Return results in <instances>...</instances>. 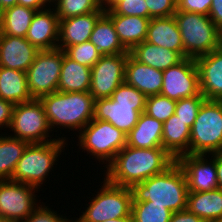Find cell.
<instances>
[{"instance_id": "1", "label": "cell", "mask_w": 222, "mask_h": 222, "mask_svg": "<svg viewBox=\"0 0 222 222\" xmlns=\"http://www.w3.org/2000/svg\"><path fill=\"white\" fill-rule=\"evenodd\" d=\"M176 161L163 147L125 146L104 171L112 184L131 188L134 184L164 172Z\"/></svg>"}, {"instance_id": "2", "label": "cell", "mask_w": 222, "mask_h": 222, "mask_svg": "<svg viewBox=\"0 0 222 222\" xmlns=\"http://www.w3.org/2000/svg\"><path fill=\"white\" fill-rule=\"evenodd\" d=\"M130 189L132 202L152 201L173 213L187 209V178L177 161L164 172L134 184Z\"/></svg>"}, {"instance_id": "3", "label": "cell", "mask_w": 222, "mask_h": 222, "mask_svg": "<svg viewBox=\"0 0 222 222\" xmlns=\"http://www.w3.org/2000/svg\"><path fill=\"white\" fill-rule=\"evenodd\" d=\"M40 101L53 132L61 127L79 133L94 117L95 100L89 92L56 91Z\"/></svg>"}, {"instance_id": "4", "label": "cell", "mask_w": 222, "mask_h": 222, "mask_svg": "<svg viewBox=\"0 0 222 222\" xmlns=\"http://www.w3.org/2000/svg\"><path fill=\"white\" fill-rule=\"evenodd\" d=\"M146 98L142 92L124 82L111 97L95 100L93 118L109 122L127 135L145 111Z\"/></svg>"}, {"instance_id": "5", "label": "cell", "mask_w": 222, "mask_h": 222, "mask_svg": "<svg viewBox=\"0 0 222 222\" xmlns=\"http://www.w3.org/2000/svg\"><path fill=\"white\" fill-rule=\"evenodd\" d=\"M66 145L68 147L67 142L61 138L45 143L29 144L19 159L11 180L39 189L50 171L54 169V165H57L55 162L65 151Z\"/></svg>"}, {"instance_id": "6", "label": "cell", "mask_w": 222, "mask_h": 222, "mask_svg": "<svg viewBox=\"0 0 222 222\" xmlns=\"http://www.w3.org/2000/svg\"><path fill=\"white\" fill-rule=\"evenodd\" d=\"M174 17L184 46V58L196 59L209 54L222 45V32L209 16L176 11Z\"/></svg>"}, {"instance_id": "7", "label": "cell", "mask_w": 222, "mask_h": 222, "mask_svg": "<svg viewBox=\"0 0 222 222\" xmlns=\"http://www.w3.org/2000/svg\"><path fill=\"white\" fill-rule=\"evenodd\" d=\"M222 151V101L205 100L190 129L189 154L210 155Z\"/></svg>"}, {"instance_id": "8", "label": "cell", "mask_w": 222, "mask_h": 222, "mask_svg": "<svg viewBox=\"0 0 222 222\" xmlns=\"http://www.w3.org/2000/svg\"><path fill=\"white\" fill-rule=\"evenodd\" d=\"M103 184L97 194L92 196L88 207L79 218L72 222H104L109 219L123 218L131 215L132 192L130 188L110 183L103 177Z\"/></svg>"}, {"instance_id": "9", "label": "cell", "mask_w": 222, "mask_h": 222, "mask_svg": "<svg viewBox=\"0 0 222 222\" xmlns=\"http://www.w3.org/2000/svg\"><path fill=\"white\" fill-rule=\"evenodd\" d=\"M79 148L93 156L104 164L106 168L115 158L116 154L126 146V134L116 128L113 124L92 119L77 134ZM91 153V154H90Z\"/></svg>"}, {"instance_id": "10", "label": "cell", "mask_w": 222, "mask_h": 222, "mask_svg": "<svg viewBox=\"0 0 222 222\" xmlns=\"http://www.w3.org/2000/svg\"><path fill=\"white\" fill-rule=\"evenodd\" d=\"M8 130L12 131L13 134L11 136L26 141L29 144L55 141L58 138L66 140V137L51 139L49 136L53 130L50 128L40 99H32L28 102L14 105Z\"/></svg>"}, {"instance_id": "11", "label": "cell", "mask_w": 222, "mask_h": 222, "mask_svg": "<svg viewBox=\"0 0 222 222\" xmlns=\"http://www.w3.org/2000/svg\"><path fill=\"white\" fill-rule=\"evenodd\" d=\"M63 61V50H39L26 71L27 87L32 99L57 91Z\"/></svg>"}, {"instance_id": "12", "label": "cell", "mask_w": 222, "mask_h": 222, "mask_svg": "<svg viewBox=\"0 0 222 222\" xmlns=\"http://www.w3.org/2000/svg\"><path fill=\"white\" fill-rule=\"evenodd\" d=\"M36 193L38 189L28 184L0 180V217L23 222L40 205Z\"/></svg>"}, {"instance_id": "13", "label": "cell", "mask_w": 222, "mask_h": 222, "mask_svg": "<svg viewBox=\"0 0 222 222\" xmlns=\"http://www.w3.org/2000/svg\"><path fill=\"white\" fill-rule=\"evenodd\" d=\"M129 54L102 55L91 68L89 93L94 100L109 98L125 82V66Z\"/></svg>"}, {"instance_id": "14", "label": "cell", "mask_w": 222, "mask_h": 222, "mask_svg": "<svg viewBox=\"0 0 222 222\" xmlns=\"http://www.w3.org/2000/svg\"><path fill=\"white\" fill-rule=\"evenodd\" d=\"M200 93L199 71L195 59L184 58L163 71L160 94L174 101L197 96Z\"/></svg>"}, {"instance_id": "15", "label": "cell", "mask_w": 222, "mask_h": 222, "mask_svg": "<svg viewBox=\"0 0 222 222\" xmlns=\"http://www.w3.org/2000/svg\"><path fill=\"white\" fill-rule=\"evenodd\" d=\"M176 161L185 172L188 191L206 192L218 188L215 161L209 155L184 154Z\"/></svg>"}, {"instance_id": "16", "label": "cell", "mask_w": 222, "mask_h": 222, "mask_svg": "<svg viewBox=\"0 0 222 222\" xmlns=\"http://www.w3.org/2000/svg\"><path fill=\"white\" fill-rule=\"evenodd\" d=\"M25 38L38 50L58 48L59 19L51 5L36 11Z\"/></svg>"}, {"instance_id": "17", "label": "cell", "mask_w": 222, "mask_h": 222, "mask_svg": "<svg viewBox=\"0 0 222 222\" xmlns=\"http://www.w3.org/2000/svg\"><path fill=\"white\" fill-rule=\"evenodd\" d=\"M195 61L199 71L200 93L206 100L222 101V45Z\"/></svg>"}, {"instance_id": "18", "label": "cell", "mask_w": 222, "mask_h": 222, "mask_svg": "<svg viewBox=\"0 0 222 222\" xmlns=\"http://www.w3.org/2000/svg\"><path fill=\"white\" fill-rule=\"evenodd\" d=\"M38 52L26 38L0 33V67L26 72Z\"/></svg>"}, {"instance_id": "19", "label": "cell", "mask_w": 222, "mask_h": 222, "mask_svg": "<svg viewBox=\"0 0 222 222\" xmlns=\"http://www.w3.org/2000/svg\"><path fill=\"white\" fill-rule=\"evenodd\" d=\"M104 13L92 12L59 20L58 48L65 50L68 46L88 41L97 20Z\"/></svg>"}, {"instance_id": "20", "label": "cell", "mask_w": 222, "mask_h": 222, "mask_svg": "<svg viewBox=\"0 0 222 222\" xmlns=\"http://www.w3.org/2000/svg\"><path fill=\"white\" fill-rule=\"evenodd\" d=\"M125 83L135 87L146 97L160 94L163 71L137 61L130 53L125 66Z\"/></svg>"}, {"instance_id": "21", "label": "cell", "mask_w": 222, "mask_h": 222, "mask_svg": "<svg viewBox=\"0 0 222 222\" xmlns=\"http://www.w3.org/2000/svg\"><path fill=\"white\" fill-rule=\"evenodd\" d=\"M145 41L178 52L184 58V46L174 15L150 19Z\"/></svg>"}, {"instance_id": "22", "label": "cell", "mask_w": 222, "mask_h": 222, "mask_svg": "<svg viewBox=\"0 0 222 222\" xmlns=\"http://www.w3.org/2000/svg\"><path fill=\"white\" fill-rule=\"evenodd\" d=\"M122 46L131 51L146 40L150 19L138 16L108 15Z\"/></svg>"}, {"instance_id": "23", "label": "cell", "mask_w": 222, "mask_h": 222, "mask_svg": "<svg viewBox=\"0 0 222 222\" xmlns=\"http://www.w3.org/2000/svg\"><path fill=\"white\" fill-rule=\"evenodd\" d=\"M162 133L163 123L143 112L126 135V145L135 148L162 147Z\"/></svg>"}, {"instance_id": "24", "label": "cell", "mask_w": 222, "mask_h": 222, "mask_svg": "<svg viewBox=\"0 0 222 222\" xmlns=\"http://www.w3.org/2000/svg\"><path fill=\"white\" fill-rule=\"evenodd\" d=\"M190 128L176 114L163 123L162 147L176 160L189 154Z\"/></svg>"}, {"instance_id": "25", "label": "cell", "mask_w": 222, "mask_h": 222, "mask_svg": "<svg viewBox=\"0 0 222 222\" xmlns=\"http://www.w3.org/2000/svg\"><path fill=\"white\" fill-rule=\"evenodd\" d=\"M91 85V68L77 63L69 58L63 50V61L59 92H89Z\"/></svg>"}, {"instance_id": "26", "label": "cell", "mask_w": 222, "mask_h": 222, "mask_svg": "<svg viewBox=\"0 0 222 222\" xmlns=\"http://www.w3.org/2000/svg\"><path fill=\"white\" fill-rule=\"evenodd\" d=\"M130 54L137 61L161 71L178 64L184 59L178 52L151 44L147 41L136 45L130 51Z\"/></svg>"}, {"instance_id": "27", "label": "cell", "mask_w": 222, "mask_h": 222, "mask_svg": "<svg viewBox=\"0 0 222 222\" xmlns=\"http://www.w3.org/2000/svg\"><path fill=\"white\" fill-rule=\"evenodd\" d=\"M187 209L205 222H213L221 218L222 190L216 188L206 192L188 191Z\"/></svg>"}, {"instance_id": "28", "label": "cell", "mask_w": 222, "mask_h": 222, "mask_svg": "<svg viewBox=\"0 0 222 222\" xmlns=\"http://www.w3.org/2000/svg\"><path fill=\"white\" fill-rule=\"evenodd\" d=\"M0 98L13 105L32 100L26 72L0 67Z\"/></svg>"}, {"instance_id": "29", "label": "cell", "mask_w": 222, "mask_h": 222, "mask_svg": "<svg viewBox=\"0 0 222 222\" xmlns=\"http://www.w3.org/2000/svg\"><path fill=\"white\" fill-rule=\"evenodd\" d=\"M89 41L102 55L130 53L120 43L113 22L106 13L97 20Z\"/></svg>"}, {"instance_id": "30", "label": "cell", "mask_w": 222, "mask_h": 222, "mask_svg": "<svg viewBox=\"0 0 222 222\" xmlns=\"http://www.w3.org/2000/svg\"><path fill=\"white\" fill-rule=\"evenodd\" d=\"M36 10L22 5H14L0 14V33L16 37H26Z\"/></svg>"}, {"instance_id": "31", "label": "cell", "mask_w": 222, "mask_h": 222, "mask_svg": "<svg viewBox=\"0 0 222 222\" xmlns=\"http://www.w3.org/2000/svg\"><path fill=\"white\" fill-rule=\"evenodd\" d=\"M28 145V142L7 133L0 134V180H11L17 163Z\"/></svg>"}, {"instance_id": "32", "label": "cell", "mask_w": 222, "mask_h": 222, "mask_svg": "<svg viewBox=\"0 0 222 222\" xmlns=\"http://www.w3.org/2000/svg\"><path fill=\"white\" fill-rule=\"evenodd\" d=\"M58 19L79 16L92 12H105L102 0H53L51 2Z\"/></svg>"}, {"instance_id": "33", "label": "cell", "mask_w": 222, "mask_h": 222, "mask_svg": "<svg viewBox=\"0 0 222 222\" xmlns=\"http://www.w3.org/2000/svg\"><path fill=\"white\" fill-rule=\"evenodd\" d=\"M172 211L152 201L132 202L134 222H170Z\"/></svg>"}, {"instance_id": "34", "label": "cell", "mask_w": 222, "mask_h": 222, "mask_svg": "<svg viewBox=\"0 0 222 222\" xmlns=\"http://www.w3.org/2000/svg\"><path fill=\"white\" fill-rule=\"evenodd\" d=\"M176 103L177 101L161 94L151 95L146 98L144 113L164 123L171 115L175 114Z\"/></svg>"}, {"instance_id": "35", "label": "cell", "mask_w": 222, "mask_h": 222, "mask_svg": "<svg viewBox=\"0 0 222 222\" xmlns=\"http://www.w3.org/2000/svg\"><path fill=\"white\" fill-rule=\"evenodd\" d=\"M64 52L72 60L90 68L102 57L100 51L89 40L84 43L68 46Z\"/></svg>"}, {"instance_id": "36", "label": "cell", "mask_w": 222, "mask_h": 222, "mask_svg": "<svg viewBox=\"0 0 222 222\" xmlns=\"http://www.w3.org/2000/svg\"><path fill=\"white\" fill-rule=\"evenodd\" d=\"M107 15L138 16L149 19L145 0H114L107 8Z\"/></svg>"}, {"instance_id": "37", "label": "cell", "mask_w": 222, "mask_h": 222, "mask_svg": "<svg viewBox=\"0 0 222 222\" xmlns=\"http://www.w3.org/2000/svg\"><path fill=\"white\" fill-rule=\"evenodd\" d=\"M205 100L206 98L201 93L197 96L180 99L176 103L175 114L191 129L199 108Z\"/></svg>"}, {"instance_id": "38", "label": "cell", "mask_w": 222, "mask_h": 222, "mask_svg": "<svg viewBox=\"0 0 222 222\" xmlns=\"http://www.w3.org/2000/svg\"><path fill=\"white\" fill-rule=\"evenodd\" d=\"M149 19L173 16L177 11V0H145Z\"/></svg>"}, {"instance_id": "39", "label": "cell", "mask_w": 222, "mask_h": 222, "mask_svg": "<svg viewBox=\"0 0 222 222\" xmlns=\"http://www.w3.org/2000/svg\"><path fill=\"white\" fill-rule=\"evenodd\" d=\"M51 209L41 203L23 222H72L73 219L70 220Z\"/></svg>"}, {"instance_id": "40", "label": "cell", "mask_w": 222, "mask_h": 222, "mask_svg": "<svg viewBox=\"0 0 222 222\" xmlns=\"http://www.w3.org/2000/svg\"><path fill=\"white\" fill-rule=\"evenodd\" d=\"M212 0H177V11L209 14Z\"/></svg>"}, {"instance_id": "41", "label": "cell", "mask_w": 222, "mask_h": 222, "mask_svg": "<svg viewBox=\"0 0 222 222\" xmlns=\"http://www.w3.org/2000/svg\"><path fill=\"white\" fill-rule=\"evenodd\" d=\"M14 105L0 98V130L9 128Z\"/></svg>"}, {"instance_id": "42", "label": "cell", "mask_w": 222, "mask_h": 222, "mask_svg": "<svg viewBox=\"0 0 222 222\" xmlns=\"http://www.w3.org/2000/svg\"><path fill=\"white\" fill-rule=\"evenodd\" d=\"M208 16L222 32V0H212Z\"/></svg>"}, {"instance_id": "43", "label": "cell", "mask_w": 222, "mask_h": 222, "mask_svg": "<svg viewBox=\"0 0 222 222\" xmlns=\"http://www.w3.org/2000/svg\"><path fill=\"white\" fill-rule=\"evenodd\" d=\"M170 222H205L199 216L193 214L188 209L172 213Z\"/></svg>"}, {"instance_id": "44", "label": "cell", "mask_w": 222, "mask_h": 222, "mask_svg": "<svg viewBox=\"0 0 222 222\" xmlns=\"http://www.w3.org/2000/svg\"><path fill=\"white\" fill-rule=\"evenodd\" d=\"M17 4L30 7L36 11L46 9L50 7L49 5H52L49 0H17Z\"/></svg>"}, {"instance_id": "45", "label": "cell", "mask_w": 222, "mask_h": 222, "mask_svg": "<svg viewBox=\"0 0 222 222\" xmlns=\"http://www.w3.org/2000/svg\"><path fill=\"white\" fill-rule=\"evenodd\" d=\"M209 156L215 161L218 188L222 190V151Z\"/></svg>"}, {"instance_id": "46", "label": "cell", "mask_w": 222, "mask_h": 222, "mask_svg": "<svg viewBox=\"0 0 222 222\" xmlns=\"http://www.w3.org/2000/svg\"><path fill=\"white\" fill-rule=\"evenodd\" d=\"M14 5H17V0H2V12Z\"/></svg>"}, {"instance_id": "47", "label": "cell", "mask_w": 222, "mask_h": 222, "mask_svg": "<svg viewBox=\"0 0 222 222\" xmlns=\"http://www.w3.org/2000/svg\"><path fill=\"white\" fill-rule=\"evenodd\" d=\"M104 222H134L132 214L127 217L117 218V219H109Z\"/></svg>"}, {"instance_id": "48", "label": "cell", "mask_w": 222, "mask_h": 222, "mask_svg": "<svg viewBox=\"0 0 222 222\" xmlns=\"http://www.w3.org/2000/svg\"><path fill=\"white\" fill-rule=\"evenodd\" d=\"M114 0H102L103 6L107 8Z\"/></svg>"}, {"instance_id": "49", "label": "cell", "mask_w": 222, "mask_h": 222, "mask_svg": "<svg viewBox=\"0 0 222 222\" xmlns=\"http://www.w3.org/2000/svg\"><path fill=\"white\" fill-rule=\"evenodd\" d=\"M0 222H14V221H9L7 219H4V218L0 217Z\"/></svg>"}, {"instance_id": "50", "label": "cell", "mask_w": 222, "mask_h": 222, "mask_svg": "<svg viewBox=\"0 0 222 222\" xmlns=\"http://www.w3.org/2000/svg\"><path fill=\"white\" fill-rule=\"evenodd\" d=\"M2 13V0H0V14Z\"/></svg>"}, {"instance_id": "51", "label": "cell", "mask_w": 222, "mask_h": 222, "mask_svg": "<svg viewBox=\"0 0 222 222\" xmlns=\"http://www.w3.org/2000/svg\"><path fill=\"white\" fill-rule=\"evenodd\" d=\"M213 222H222V217L219 219L214 220Z\"/></svg>"}]
</instances>
